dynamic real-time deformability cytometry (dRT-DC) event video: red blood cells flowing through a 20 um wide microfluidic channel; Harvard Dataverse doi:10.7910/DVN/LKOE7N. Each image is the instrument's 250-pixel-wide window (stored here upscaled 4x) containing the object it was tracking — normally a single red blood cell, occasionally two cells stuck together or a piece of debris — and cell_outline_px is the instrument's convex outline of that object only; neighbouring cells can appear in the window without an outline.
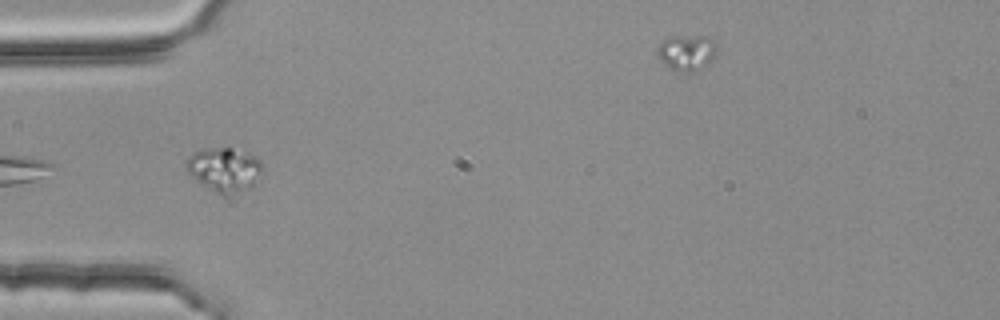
{"species": "common noctule bat (a hibernating species)", "species_latin": "Nyctalus noctula", "temperature_condition": "room temperature", "stored_images_in_passage": 5, "camera_frame_rate_fps": 3000, "um_per_image_px": 0.085, "animal": {"sex": "female", "body_mass_g": 25.1}, "frame": {"image": 1, "passage_image": 4, "time_ms": 1.0, "image_size_px": [1000, 320], "cell_outline_px": [[264, 172], [232, 204], [200, 184], [184, 168], [184, 164], [188, 156], [192, 152], [208, 148], [232, 148], [256, 156], [264, 164]], "centroid_in_image_um": [19.09, 14.53], "position_along_channel_um": 65.9, "area_um2": 20.98}}
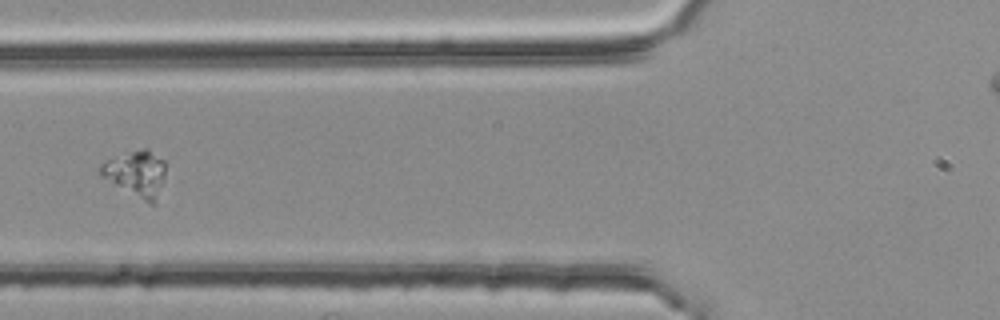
{"frame": {"image": 2, "passage_image": 5, "time_ms": 1.333, "image_size_px": [1000, 320], "cell_outline_px": [[164, 180], [156, 204], [148, 204], [116, 184], [104, 176], [100, 172], [100, 164], [108, 160], [144, 148], [148, 148], [164, 160]], "centroid_in_image_um": [11.66, 14.78], "position_along_channel_um": 114.1, "area_um2": 16.88}}